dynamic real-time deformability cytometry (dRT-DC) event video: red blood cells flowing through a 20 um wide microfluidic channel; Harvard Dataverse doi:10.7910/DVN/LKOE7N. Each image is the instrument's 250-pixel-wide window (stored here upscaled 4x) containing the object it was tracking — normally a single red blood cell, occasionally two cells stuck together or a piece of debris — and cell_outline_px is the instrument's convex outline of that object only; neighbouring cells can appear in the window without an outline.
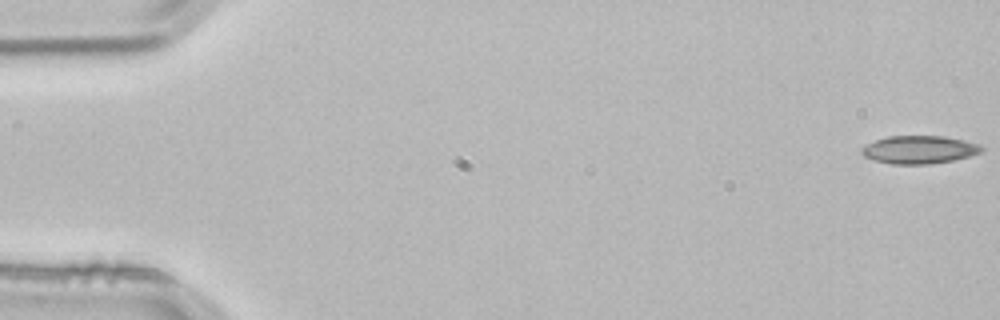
{"species": "common noctule bat (a hibernating species)", "species_latin": "Nyctalus noctula", "temperature_condition": "room temperature", "stored_images_in_passage": 3, "segment_of_instrument_passage": [2, 2], "camera_frame_rate_fps": 3000, "um_per_image_px": 0.085, "animal": {"sex": "male", "body_mass_g": 21.5, "forearm_length_mm": 52.0}, "frame": {"image": 1, "passage_image": 3, "time_ms": 0.667, "image_size_px": [1000, 320], "cell_outline_px": [[984, 152], [952, 160], [928, 164], [892, 164], [876, 160], [864, 156], [860, 152], [860, 148], [876, 140], [888, 136], [944, 136], [964, 140], [980, 144], [984, 148]], "centroid_in_image_um": [78.16, 12.71], "position_along_channel_um": 6.8, "area_um2": 19.48}}